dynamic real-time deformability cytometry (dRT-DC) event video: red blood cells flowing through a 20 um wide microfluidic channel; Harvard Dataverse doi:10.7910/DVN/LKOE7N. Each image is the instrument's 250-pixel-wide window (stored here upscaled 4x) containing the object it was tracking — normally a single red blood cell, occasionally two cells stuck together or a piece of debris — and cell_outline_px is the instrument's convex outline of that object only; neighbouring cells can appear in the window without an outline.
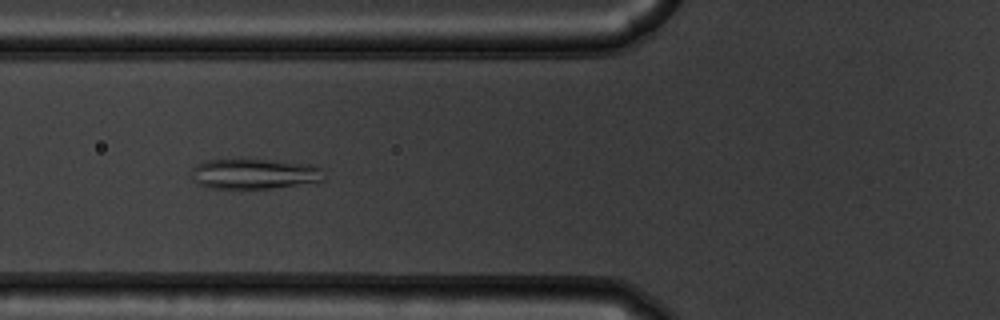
{"species": "common noctule bat (a hibernating species)", "species_latin": "Nyctalus noctula", "temperature_condition": "warm", "stored_images_in_passage": 55, "camera_frame_rate_fps": 3000, "um_per_image_px": 0.085, "animal": {"sex": "male", "body_mass_g": 19.5, "forearm_length_mm": 54.6}, "frame": {"image": 1, "passage_image": 22, "time_ms": 7.0, "image_size_px": [1000, 320], "cell_outline_px": [[324, 180], [272, 188], [208, 188], [196, 184], [192, 180], [192, 168], [196, 164], [204, 160], [240, 156], [244, 156], [312, 164], [324, 168]], "centroid_in_image_um": [21.57, 14.71], "position_along_channel_um": 104.2, "area_um2": 24.68}}
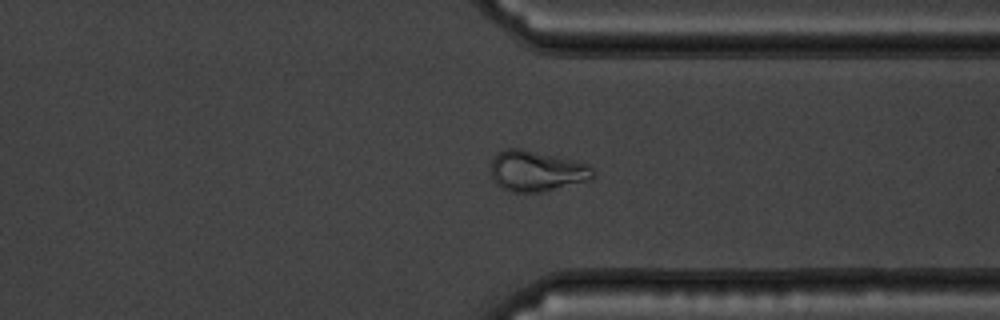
{"frame": {"image": 2, "passage_image": 43, "time_ms": 14.0, "image_size_px": [1000, 320], "cell_outline_px": [[596, 176], [592, 180], [544, 192], [512, 192], [496, 184], [492, 176], [492, 160], [504, 148], [520, 148], [572, 160], [588, 164], [596, 172]], "centroid_in_image_um": [45.67, 14.56], "position_along_channel_um": 365.7, "area_um2": 24.22}}
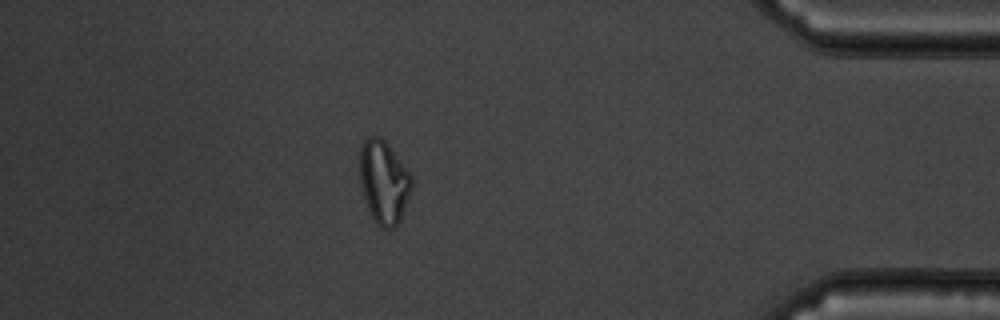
{"frame": {"image": 3, "passage_image": 49, "time_ms": 16.0, "image_size_px": [1000, 320], "cell_outline_px": [[412, 188], [400, 220], [392, 228], [380, 228], [376, 224], [368, 208], [360, 184], [360, 144], [368, 136], [380, 136], [388, 144], [412, 176]], "centroid_in_image_um": [32.61, 15.45], "position_along_channel_um": 402.6, "area_um2": 25.03}}